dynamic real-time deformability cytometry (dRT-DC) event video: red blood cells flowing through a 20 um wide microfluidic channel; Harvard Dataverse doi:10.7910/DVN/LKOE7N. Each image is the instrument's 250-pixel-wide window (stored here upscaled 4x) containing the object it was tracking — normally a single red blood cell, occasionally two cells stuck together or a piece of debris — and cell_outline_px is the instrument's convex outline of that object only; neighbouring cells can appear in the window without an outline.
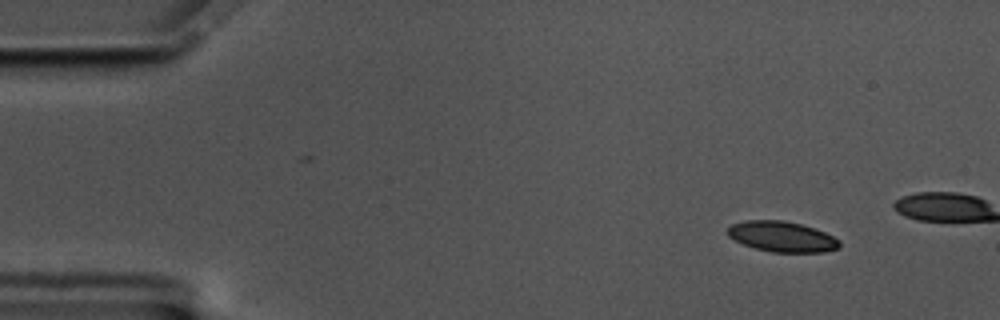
{"species": "common noctule bat (a hibernating species)", "species_latin": "Nyctalus noctula", "temperature_condition": "cold", "stored_images_in_passage": 11, "camera_frame_rate_fps": 3000, "um_per_image_px": 0.085, "animal": {"sex": "male", "body_mass_g": 17.5, "forearm_length_mm": 52.3}, "frame": {"image": 1, "passage_image": 1, "time_ms": 0.0, "image_size_px": [1000, 320], "cell_outline_px": [[840, 248], [824, 252], [772, 252], [756, 248], [744, 244], [728, 236], [728, 228], [732, 224], [744, 220], [784, 220], [800, 224], [824, 232], [840, 240]], "centroid_in_image_um": [66.48, 20.11], "position_along_channel_um": 18.5, "area_um2": 19.71}}